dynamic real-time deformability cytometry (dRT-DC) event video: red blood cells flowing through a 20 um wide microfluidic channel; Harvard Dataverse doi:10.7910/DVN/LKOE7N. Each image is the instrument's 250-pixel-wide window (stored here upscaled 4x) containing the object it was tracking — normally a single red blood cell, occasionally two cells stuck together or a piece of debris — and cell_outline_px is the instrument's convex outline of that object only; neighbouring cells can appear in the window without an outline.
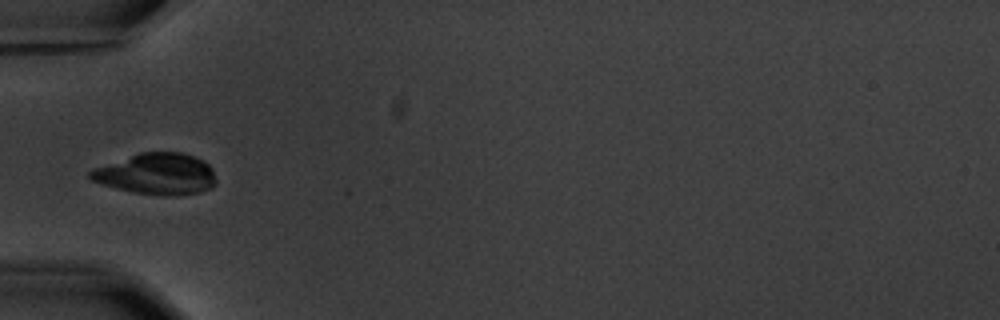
{"species": "common noctule bat (a hibernating species)", "species_latin": "Nyctalus noctula", "temperature_condition": "warm", "stored_images_in_passage": 6, "camera_frame_rate_fps": 3000, "um_per_image_px": 0.085, "animal": {"sex": "male", "body_mass_g": 20.1, "forearm_length_mm": 53.5}, "frame": {"image": 1, "passage_image": 5, "time_ms": 4.667, "image_size_px": [1000, 320], "cell_outline_px": [[216, 184], [212, 188], [200, 192], [172, 196], [164, 196], [132, 192], [100, 184], [92, 180], [88, 176], [88, 172], [92, 168], [140, 152], [180, 152], [204, 160], [212, 168], [216, 180]], "centroid_in_image_um": [13.3, 14.79], "position_along_channel_um": 71.7, "area_um2": 30.52}}
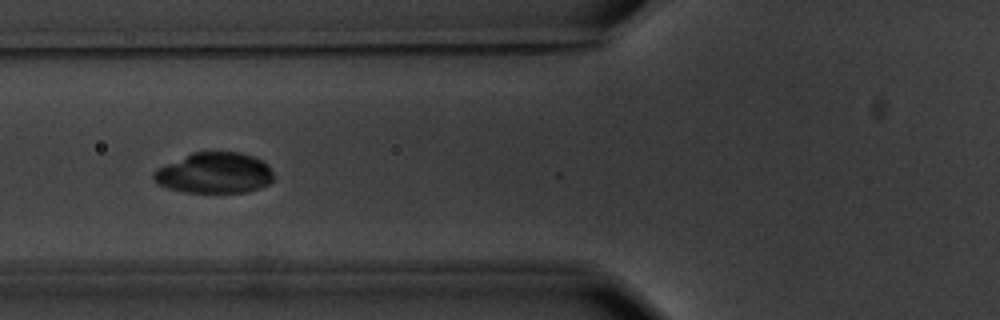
{"frame": {"image": 2, "passage_image": 6, "time_ms": 5.667, "image_size_px": [1000, 320], "cell_outline_px": [[276, 176], [268, 184], [260, 188], [248, 192], [184, 192], [168, 188], [160, 184], [152, 176], [152, 172], [156, 168], [192, 152], [240, 152], [252, 156], [268, 164]], "centroid_in_image_um": [18.25, 14.7], "position_along_channel_um": 107.6, "area_um2": 28.61}}